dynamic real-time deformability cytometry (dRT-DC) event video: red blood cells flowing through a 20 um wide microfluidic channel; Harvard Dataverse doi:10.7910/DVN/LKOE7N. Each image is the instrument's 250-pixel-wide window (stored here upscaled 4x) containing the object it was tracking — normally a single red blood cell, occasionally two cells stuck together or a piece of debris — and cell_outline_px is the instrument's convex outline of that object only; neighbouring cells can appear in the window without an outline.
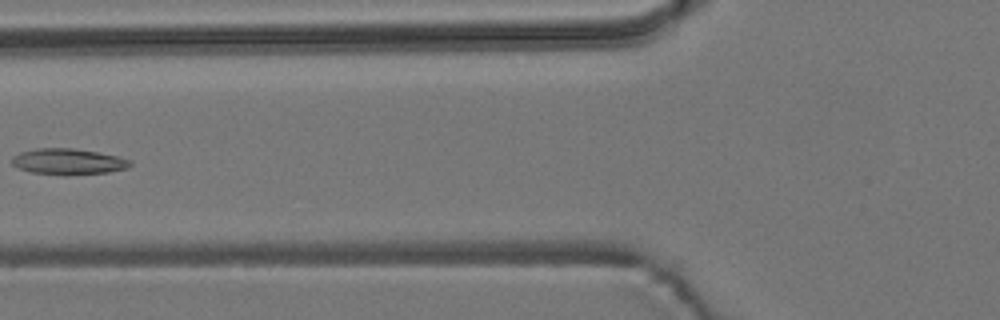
{"species": "common noctule bat (a hibernating species)", "species_latin": "Nyctalus noctula", "temperature_condition": "room temperature", "stored_images_in_passage": 6, "camera_frame_rate_fps": 3000, "um_per_image_px": 0.085, "animal": {"sex": "male", "body_mass_g": 19.2, "forearm_length_mm": 51.8}, "frame": {"image": 1, "passage_image": 5, "time_ms": 5.667, "image_size_px": [1000, 320], "cell_outline_px": [[132, 164], [128, 168], [108, 172], [64, 176], [32, 172], [20, 168], [12, 164], [12, 156], [20, 152], [36, 148], [72, 148], [96, 152], [116, 156], [132, 160]], "centroid_in_image_um": [5.8, 13.74], "position_along_channel_um": 120.0, "area_um2": 17.98}}
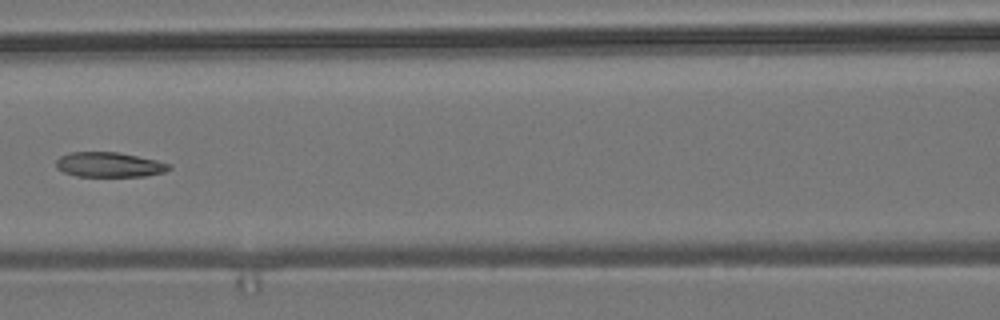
{"frame": {"image": 2, "passage_image": 6, "time_ms": 6.667, "image_size_px": [1000, 320], "cell_outline_px": [[172, 168], [164, 172], [144, 176], [76, 176], [64, 172], [56, 168], [56, 160], [60, 156], [68, 152], [116, 152], [156, 160], [172, 164]], "centroid_in_image_um": [9.27, 13.99], "position_along_channel_um": 157.3, "area_um2": 16.36}}